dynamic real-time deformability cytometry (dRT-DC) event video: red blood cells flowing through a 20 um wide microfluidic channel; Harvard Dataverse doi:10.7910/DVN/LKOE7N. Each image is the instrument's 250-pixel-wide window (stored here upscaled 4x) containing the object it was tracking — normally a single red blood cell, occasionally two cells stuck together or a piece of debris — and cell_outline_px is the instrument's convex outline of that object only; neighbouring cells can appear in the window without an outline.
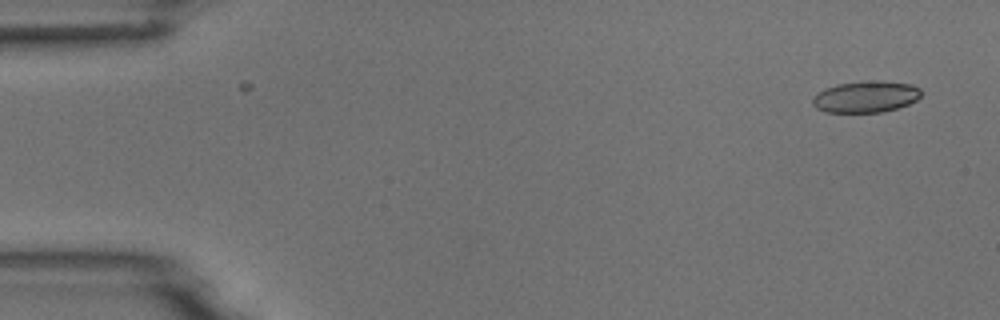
{"species": "common noctule bat (a hibernating species)", "species_latin": "Nyctalus noctula", "temperature_condition": "room temperature", "stored_images_in_passage": 4, "camera_frame_rate_fps": 3000, "um_per_image_px": 0.085, "animal": {"sex": "male", "body_mass_g": 18.8}, "frame": {"image": 1, "passage_image": 1, "time_ms": 0.0, "image_size_px": [1000, 320], "cell_outline_px": [[924, 92], [916, 100], [908, 104], [884, 112], [824, 112], [816, 108], [812, 104], [812, 96], [824, 88], [836, 84], [864, 80], [880, 80], [912, 84], [920, 88]], "centroid_in_image_um": [73.58, 8.2], "position_along_channel_um": 11.4, "area_um2": 20.35}}
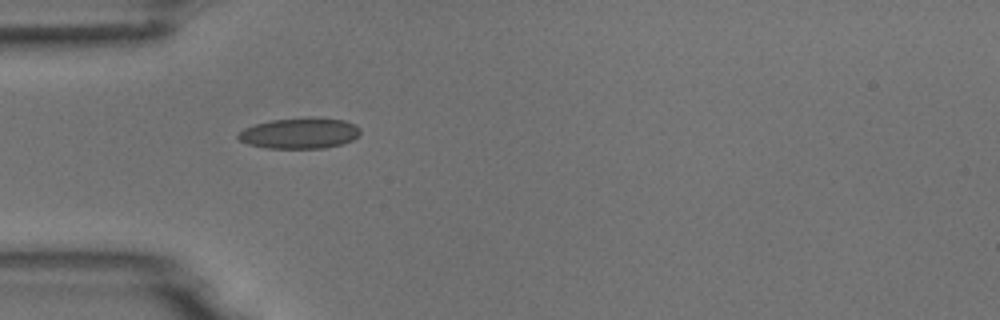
{"frame": {"image": 2, "passage_image": 4, "time_ms": 4.333, "image_size_px": [1000, 320], "cell_outline_px": [[360, 136], [352, 140], [340, 144], [324, 148], [268, 148], [248, 144], [240, 140], [236, 136], [244, 128], [256, 124], [272, 120], [312, 116], [344, 120], [356, 124], [360, 128]], "centroid_in_image_um": [25.51, 11.31], "position_along_channel_um": 59.5, "area_um2": 22.08}}